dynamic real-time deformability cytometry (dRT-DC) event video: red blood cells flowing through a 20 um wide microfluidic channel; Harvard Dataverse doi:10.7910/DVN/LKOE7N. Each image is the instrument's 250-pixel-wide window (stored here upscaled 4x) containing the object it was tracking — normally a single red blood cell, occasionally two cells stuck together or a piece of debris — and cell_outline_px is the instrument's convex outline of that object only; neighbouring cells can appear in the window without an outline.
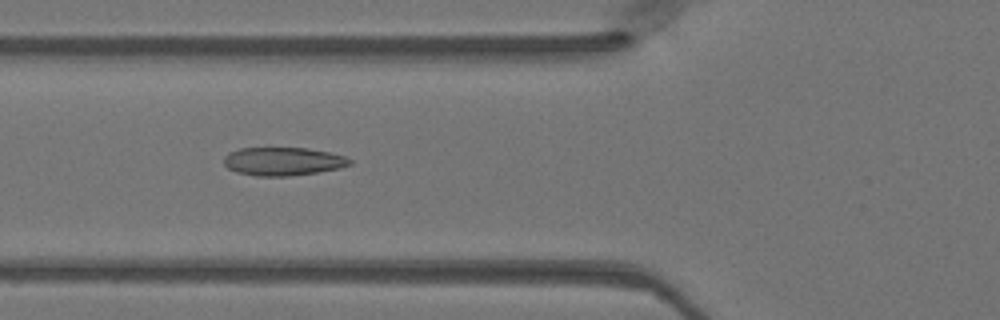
{"species": "Egyptian fruit bat (a non-hibernating species)", "species_latin": "Rousettus aegyptiacus", "temperature_condition": "warm", "stored_images_in_passage": 47, "camera_frame_rate_fps": 3000, "um_per_image_px": 0.085, "animal": {"sex": "female"}, "frame": {"image": 1, "passage_image": 17, "time_ms": 5.333, "image_size_px": [1000, 320], "cell_outline_px": [[352, 164], [340, 168], [316, 172], [288, 176], [256, 176], [236, 172], [228, 168], [224, 164], [224, 156], [228, 152], [240, 148], [308, 148], [328, 152], [344, 156], [352, 160]], "centroid_in_image_um": [24.04, 13.71], "position_along_channel_um": 101.8, "area_um2": 20.75}}
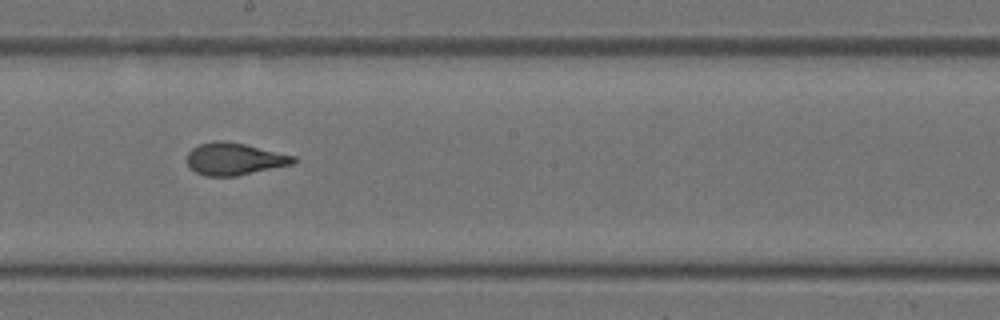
{"frame": {"image": 2, "passage_image": 26, "time_ms": 8.333, "image_size_px": [1000, 320], "cell_outline_px": [[296, 164], [236, 176], [204, 176], [196, 172], [188, 164], [188, 152], [192, 148], [200, 144], [216, 140], [224, 140], [244, 144], [296, 156]], "centroid_in_image_um": [19.96, 13.51], "position_along_channel_um": 228.2, "area_um2": 20.0}}
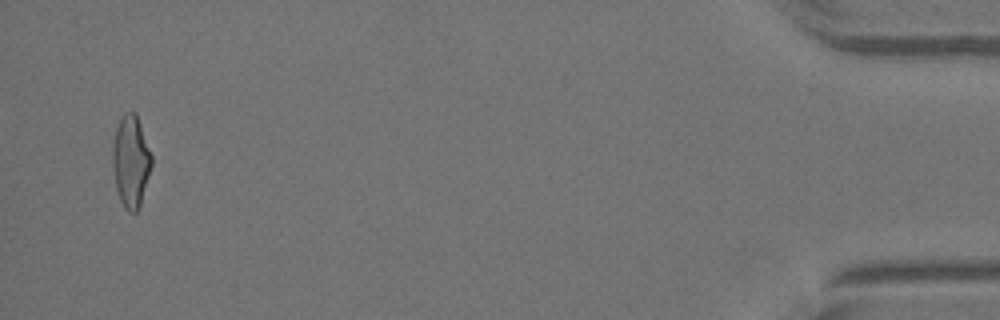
{"frame": {"image": 3, "passage_image": 46, "time_ms": 15.0, "image_size_px": [1000, 320], "cell_outline_px": [[152, 164], [140, 208], [136, 212], [128, 212], [124, 208], [120, 200], [116, 188], [112, 164], [112, 144], [116, 128], [120, 116], [124, 112], [136, 112], [152, 156]], "centroid_in_image_um": [11.11, 13.71], "position_along_channel_um": 424.1, "area_um2": 21.15}}